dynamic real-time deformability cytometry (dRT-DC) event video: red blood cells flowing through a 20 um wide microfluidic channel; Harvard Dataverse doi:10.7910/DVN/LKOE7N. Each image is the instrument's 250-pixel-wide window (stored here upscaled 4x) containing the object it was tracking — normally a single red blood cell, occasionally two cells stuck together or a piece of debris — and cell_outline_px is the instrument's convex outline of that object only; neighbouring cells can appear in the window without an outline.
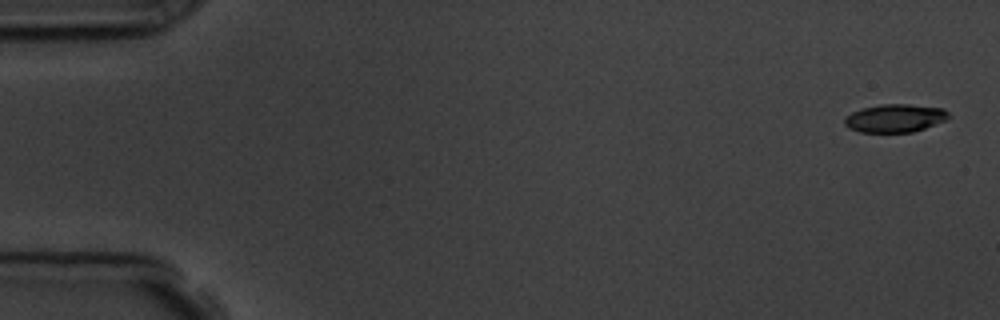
{"species": "common noctule bat (a hibernating species)", "species_latin": "Nyctalus noctula", "temperature_condition": "room temperature", "stored_images_in_passage": 6, "camera_frame_rate_fps": 3000, "um_per_image_px": 0.085, "animal": {"sex": "male", "body_mass_g": 19.5, "forearm_length_mm": 54.6}, "frame": {"image": 1, "passage_image": 1, "time_ms": 0.0, "image_size_px": [1000, 320], "cell_outline_px": [[952, 116], [944, 120], [924, 128], [912, 132], [860, 132], [848, 128], [844, 124], [844, 116], [852, 112], [864, 108], [880, 104], [908, 104], [944, 108]], "centroid_in_image_um": [76.05, 10.04], "position_along_channel_um": 8.9, "area_um2": 17.05}}
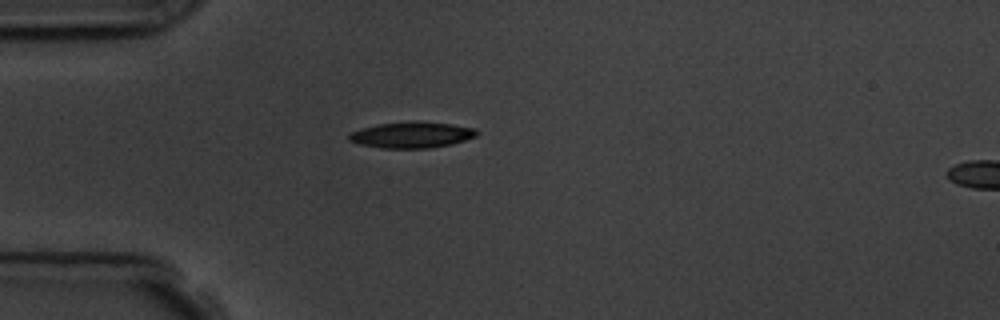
{"frame": {"image": 2, "passage_image": 5, "time_ms": 4.667, "image_size_px": [1000, 320], "cell_outline_px": [[480, 132], [476, 136], [452, 144], [428, 148], [380, 148], [360, 144], [348, 140], [348, 136], [352, 132], [360, 128], [376, 124], [412, 120], [416, 120], [452, 124], [476, 128]], "centroid_in_image_um": [35.0, 11.44], "position_along_channel_um": 50.0, "area_um2": 19.71}}